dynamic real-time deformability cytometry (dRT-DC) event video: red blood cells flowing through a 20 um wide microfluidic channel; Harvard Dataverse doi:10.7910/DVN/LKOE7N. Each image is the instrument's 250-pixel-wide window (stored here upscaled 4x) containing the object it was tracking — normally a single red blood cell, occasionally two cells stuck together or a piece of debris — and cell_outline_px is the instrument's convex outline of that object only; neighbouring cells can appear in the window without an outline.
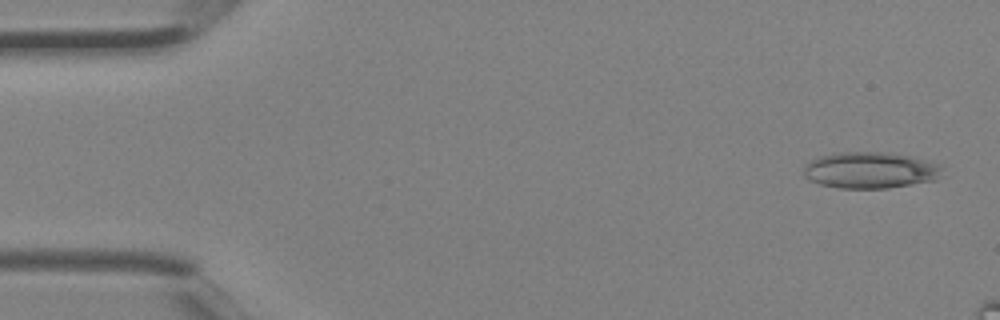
{"species": "Egyptian fruit bat (a non-hibernating species)", "species_latin": "Rousettus aegyptiacus", "temperature_condition": "room temperature", "stored_images_in_passage": 4, "camera_frame_rate_fps": 3000, "um_per_image_px": 0.085, "animal": {"sex": "female"}, "frame": {"image": 1, "passage_image": 1, "time_ms": 0.0, "image_size_px": [1000, 320], "cell_outline_px": [[944, 176], [936, 180], [888, 188], [840, 188], [820, 184], [808, 180], [804, 176], [804, 164], [820, 156], [836, 152], [888, 152], [912, 156], [932, 160], [944, 168]], "centroid_in_image_um": [74.04, 14.46], "position_along_channel_um": 11.0, "area_um2": 29.94}}